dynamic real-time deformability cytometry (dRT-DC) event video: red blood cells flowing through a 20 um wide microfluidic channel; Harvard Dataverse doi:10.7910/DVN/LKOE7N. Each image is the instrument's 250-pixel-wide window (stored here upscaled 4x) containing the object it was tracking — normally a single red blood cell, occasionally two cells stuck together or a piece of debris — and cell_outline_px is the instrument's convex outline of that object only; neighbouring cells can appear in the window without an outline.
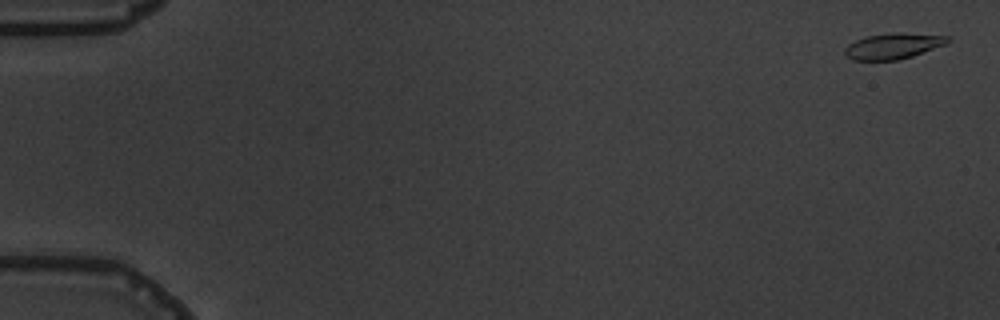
{"species": "common noctule bat (a hibernating species)", "species_latin": "Nyctalus noctula", "temperature_condition": "warm", "stored_images_in_passage": 8, "camera_frame_rate_fps": 3000, "um_per_image_px": 0.085, "animal": {"sex": "male", "body_mass_g": 19.5, "forearm_length_mm": 54.6}, "frame": {"image": 1, "passage_image": 1, "time_ms": 0.0, "image_size_px": [1000, 320], "cell_outline_px": [[952, 40], [948, 44], [912, 56], [896, 60], [852, 60], [844, 52], [844, 48], [848, 44], [856, 40], [868, 36], [896, 32], [900, 32], [948, 36]], "centroid_in_image_um": [75.96, 3.91], "position_along_channel_um": 9.0, "area_um2": 15.49}}
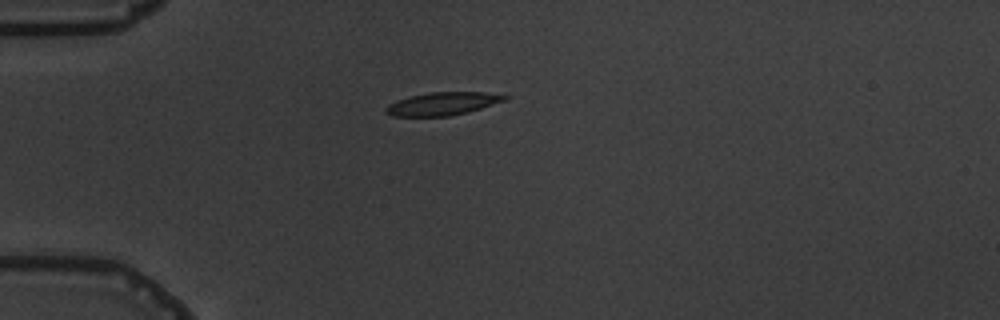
{"frame": {"image": 2, "passage_image": 5, "time_ms": 4.667, "image_size_px": [1000, 320], "cell_outline_px": [[512, 96], [504, 100], [468, 112], [448, 116], [392, 116], [384, 112], [384, 108], [388, 104], [396, 100], [408, 96], [428, 92], [484, 92]], "centroid_in_image_um": [37.56, 8.81], "position_along_channel_um": 47.4, "area_um2": 15.95}}